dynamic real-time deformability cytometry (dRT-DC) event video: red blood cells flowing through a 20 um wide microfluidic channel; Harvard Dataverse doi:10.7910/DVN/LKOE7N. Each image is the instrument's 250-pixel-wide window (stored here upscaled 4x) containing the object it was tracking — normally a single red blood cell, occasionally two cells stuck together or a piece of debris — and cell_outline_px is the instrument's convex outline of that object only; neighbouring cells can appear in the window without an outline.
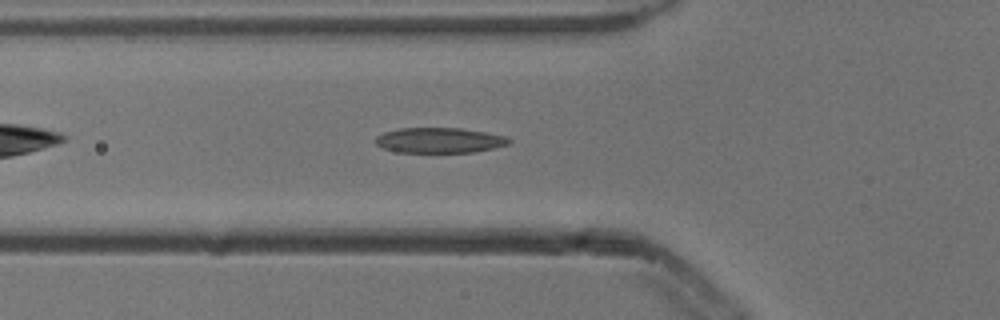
{"species": "common noctule bat (a hibernating species)", "species_latin": "Nyctalus noctula", "temperature_condition": "cold", "stored_images_in_passage": 40, "camera_frame_rate_fps": 3000, "um_per_image_px": 0.085, "animal": {"sex": "male", "body_mass_g": 13.3}, "frame": {"image": 1, "passage_image": 8, "time_ms": 2.333, "image_size_px": [1000, 320], "cell_outline_px": [[512, 140], [508, 144], [496, 148], [472, 152], [400, 152], [384, 148], [376, 144], [376, 136], [384, 132], [400, 128], [460, 128], [508, 136]], "centroid_in_image_um": [37.39, 11.92], "position_along_channel_um": 88.4, "area_um2": 19.59}}
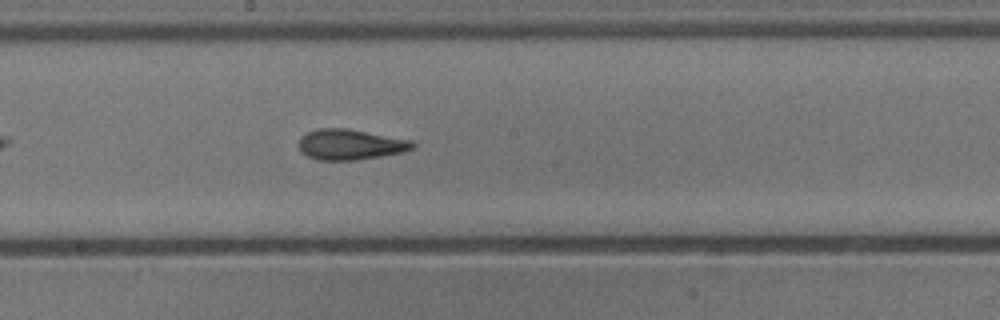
{"frame": {"image": 2, "passage_image": 18, "time_ms": 5.667, "image_size_px": [1000, 320], "cell_outline_px": [[416, 144], [412, 148], [400, 152], [380, 156], [356, 160], [316, 160], [300, 152], [300, 136], [316, 128], [344, 128], [412, 140]], "centroid_in_image_um": [29.73, 12.28], "position_along_channel_um": 218.5, "area_um2": 20.06}}
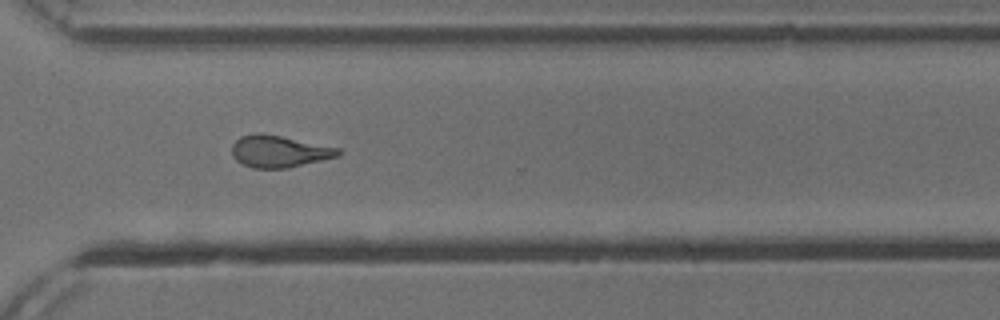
{"frame": {"image": 3, "passage_image": 28, "time_ms": 9.0, "image_size_px": [1000, 320], "cell_outline_px": [[340, 156], [288, 168], [252, 168], [236, 160], [232, 156], [232, 144], [240, 136], [256, 132], [260, 132], [340, 148]], "centroid_in_image_um": [23.71, 12.86], "position_along_channel_um": 346.9, "area_um2": 19.77}, "authors_computed_cell_mechanics": {"area_um2": 19.7098, "velocity_mm_per_s": 3.8731, "shape_relaxation_time_tau1_ms": 4.1279, "shape_relaxation_time_tau2_ms": 2.0271, "deformation_change_tau1": 0.1552, "deformation_change_tau2": 0.11}}